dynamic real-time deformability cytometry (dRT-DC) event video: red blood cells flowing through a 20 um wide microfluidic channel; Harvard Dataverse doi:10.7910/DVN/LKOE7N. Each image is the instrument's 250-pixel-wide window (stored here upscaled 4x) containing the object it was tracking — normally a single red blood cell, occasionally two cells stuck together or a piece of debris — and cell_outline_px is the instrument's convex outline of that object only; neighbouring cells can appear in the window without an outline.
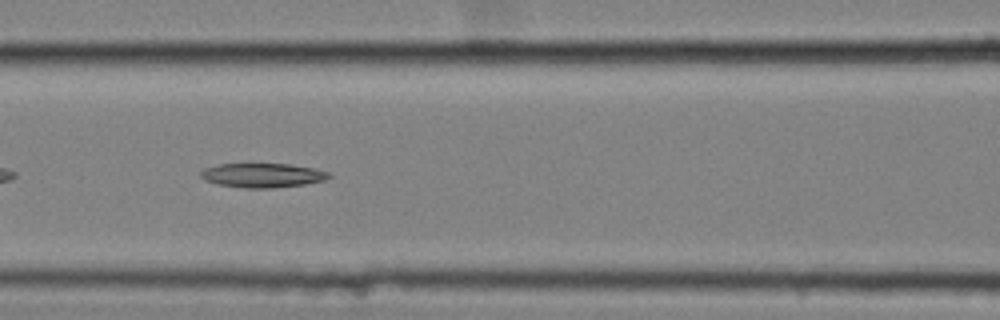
{"species": "common noctule bat (a hibernating species)", "species_latin": "Nyctalus noctula", "temperature_condition": "cold", "stored_images_in_passage": 41, "camera_frame_rate_fps": 3000, "um_per_image_px": 0.085, "animal": {"sex": "female", "body_mass_g": 25.1}, "frame": {"image": 1, "passage_image": 9, "time_ms": 2.667, "image_size_px": [1000, 320], "cell_outline_px": [[332, 176], [324, 180], [304, 184], [272, 188], [244, 188], [216, 184], [204, 180], [200, 176], [200, 172], [204, 168], [216, 164], [292, 164], [316, 168], [328, 172]], "centroid_in_image_um": [22.29, 14.9], "position_along_channel_um": 144.3, "area_um2": 18.26}}
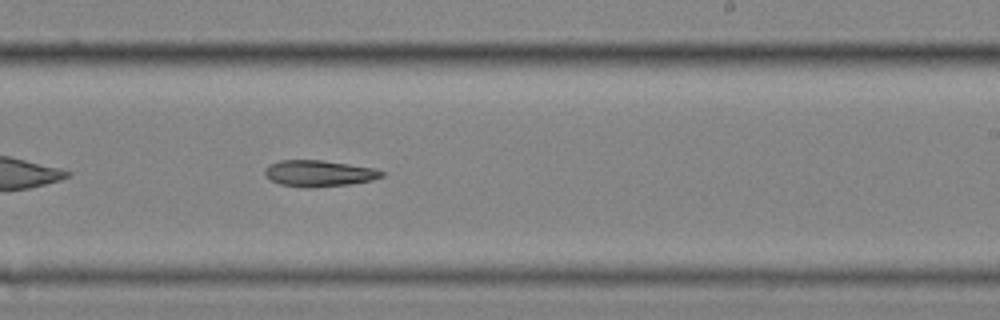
{"frame": {"image": 2, "passage_image": 19, "time_ms": 6.0, "image_size_px": [1000, 320], "cell_outline_px": [[384, 176], [372, 180], [348, 184], [312, 188], [308, 188], [280, 184], [272, 180], [264, 172], [272, 164], [280, 160], [324, 160], [372, 168], [384, 172]], "centroid_in_image_um": [27.14, 14.74], "position_along_channel_um": 261.9, "area_um2": 17.57}}
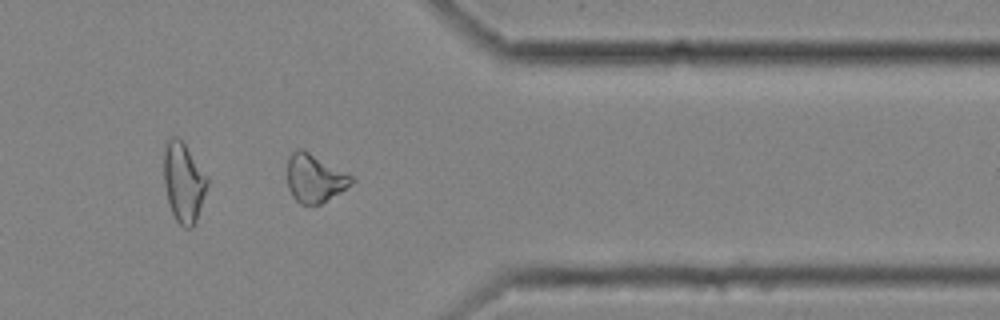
{"frame": {"image": 3, "passage_image": 30, "time_ms": 9.667, "image_size_px": [1000, 320], "cell_outline_px": [[356, 180], [352, 184], [340, 192], [320, 204], [300, 204], [292, 196], [288, 188], [288, 156], [296, 148], [300, 148], [308, 152], [352, 176]], "centroid_in_image_um": [26.73, 15.16], "position_along_channel_um": 384.7, "area_um2": 17.74}}